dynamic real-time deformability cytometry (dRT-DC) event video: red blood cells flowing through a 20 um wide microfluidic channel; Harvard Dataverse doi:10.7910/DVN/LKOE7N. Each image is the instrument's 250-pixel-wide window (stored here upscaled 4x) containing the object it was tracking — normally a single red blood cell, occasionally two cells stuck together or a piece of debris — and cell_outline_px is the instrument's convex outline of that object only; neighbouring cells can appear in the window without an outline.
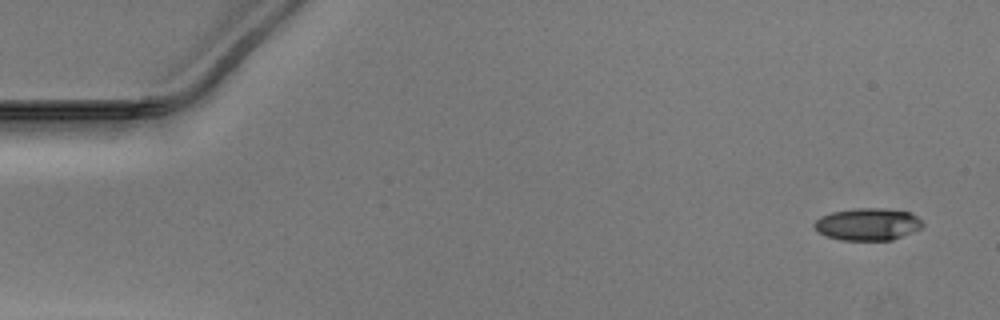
{"species": "Egyptian fruit bat (a non-hibernating species)", "species_latin": "Rousettus aegyptiacus", "temperature_condition": "warm", "stored_images_in_passage": 49, "camera_frame_rate_fps": 3000, "um_per_image_px": 0.085, "animal": {"sex": "male"}, "frame": {"image": 1, "passage_image": 1, "time_ms": 0.0, "image_size_px": [1000, 320], "cell_outline_px": [[924, 224], [920, 228], [892, 240], [840, 240], [828, 236], [820, 232], [812, 224], [820, 216], [832, 212], [856, 208], [884, 208], [912, 212]], "centroid_in_image_um": [73.76, 19.05], "position_along_channel_um": 11.2, "area_um2": 20.23}}
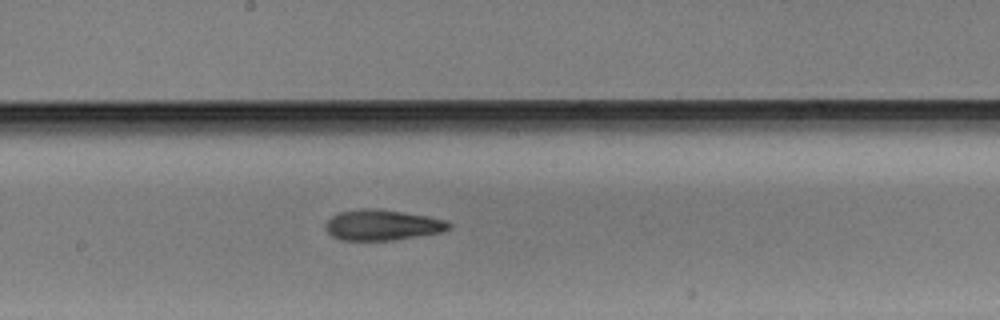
{"frame": {"image": 2, "passage_image": 26, "time_ms": 8.333, "image_size_px": [1000, 320], "cell_outline_px": [[452, 224], [448, 228], [440, 232], [392, 240], [340, 240], [332, 236], [328, 232], [328, 220], [332, 216], [340, 212], [360, 208], [372, 208], [428, 216], [448, 220]], "centroid_in_image_um": [32.51, 19.12], "position_along_channel_um": 215.7, "area_um2": 21.62}}
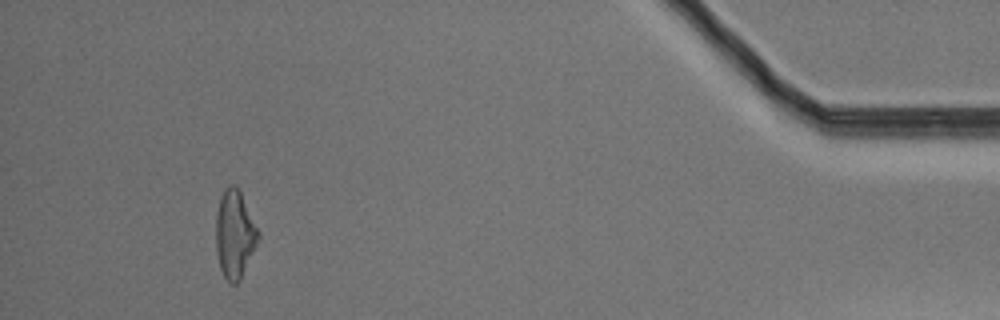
{"frame": {"image": 3, "passage_image": 46, "time_ms": 15.0, "image_size_px": [1000, 320], "cell_outline_px": [[260, 236], [240, 280], [236, 284], [232, 284], [224, 276], [220, 268], [216, 252], [216, 216], [220, 196], [224, 188], [228, 184], [236, 184], [260, 232]], "centroid_in_image_um": [19.94, 19.88], "position_along_channel_um": 415.3, "area_um2": 21.62}}